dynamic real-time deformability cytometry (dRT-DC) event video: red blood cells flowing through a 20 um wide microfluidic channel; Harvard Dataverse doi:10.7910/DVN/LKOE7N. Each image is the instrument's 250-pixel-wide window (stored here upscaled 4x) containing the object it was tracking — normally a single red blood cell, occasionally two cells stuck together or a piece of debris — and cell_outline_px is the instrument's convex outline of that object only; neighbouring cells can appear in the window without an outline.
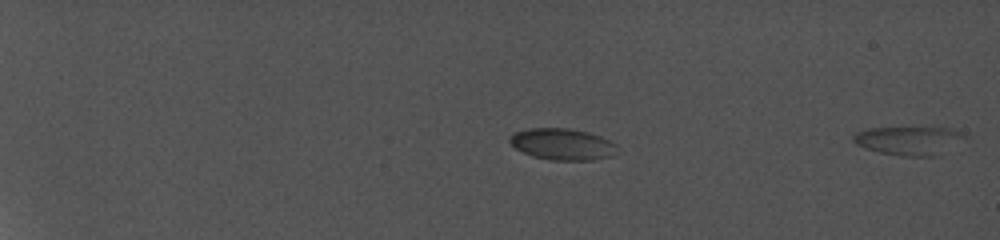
{"species": "common noctule bat (a hibernating species)", "species_latin": "Nyctalus noctula", "temperature_condition": "cold", "stored_images_in_passage": 3, "segment_of_instrument_passage": [1, 2], "camera_frame_rate_fps": 5000, "um_per_image_px": 0.085, "animal": {"sex": "female", "body_mass_g": 19.0, "forearm_length_mm": 56.7}, "frame": {"image": 1, "passage_image": 1, "time_ms": 0.0, "image_size_px": [1000, 240], "cell_outline_px": [[964, 136], [940, 156], [900, 156], [880, 152], [864, 148], [856, 144], [852, 140], [852, 136], [856, 132], [868, 128], [944, 128], [956, 132]], "centroid_in_image_um": [77.13, 11.97], "position_along_channel_um": 7.9, "area_um2": 18.09}}
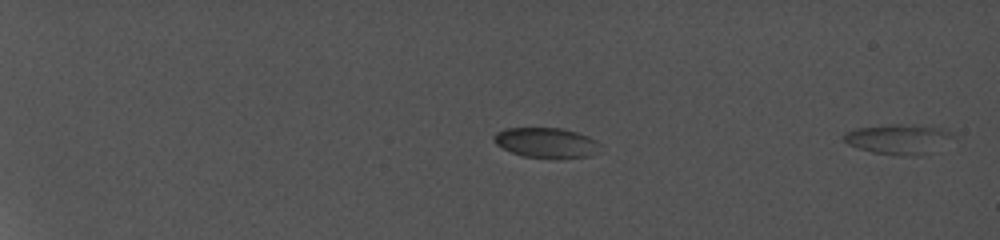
{"frame": {"image": 2, "passage_image": 2, "time_ms": 0.2, "image_size_px": [1000, 240], "cell_outline_px": [[600, 144], [588, 156], [520, 156], [496, 144], [492, 140], [492, 136], [496, 132], [504, 128], [564, 128], [588, 136], [596, 140]], "centroid_in_image_um": [46.32, 12.07], "position_along_channel_um": 38.7, "area_um2": 17.92}}